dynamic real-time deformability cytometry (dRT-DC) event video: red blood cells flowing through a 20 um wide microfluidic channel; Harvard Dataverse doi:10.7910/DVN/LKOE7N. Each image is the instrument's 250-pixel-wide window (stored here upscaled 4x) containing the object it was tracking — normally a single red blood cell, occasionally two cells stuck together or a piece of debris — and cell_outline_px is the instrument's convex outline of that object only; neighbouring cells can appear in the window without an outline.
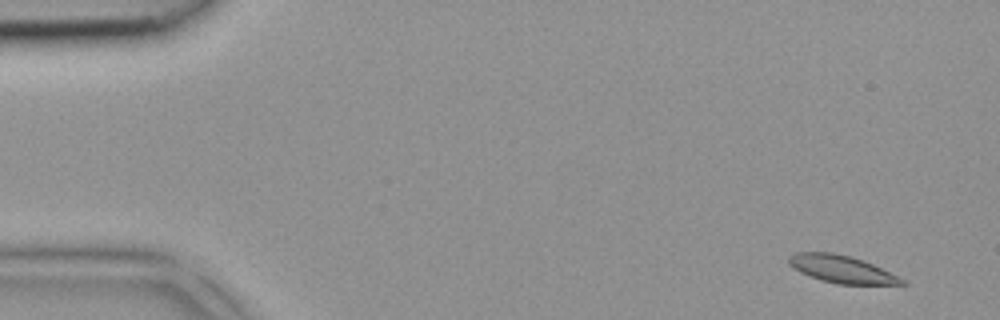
{"species": "common noctule bat (a hibernating species)", "species_latin": "Nyctalus noctula", "temperature_condition": "room temperature", "stored_images_in_passage": 4, "segment_of_instrument_passage": [1, 2], "camera_frame_rate_fps": 3000, "um_per_image_px": 0.085, "animal": {"sex": "female", "body_mass_g": 18.4}, "frame": {"image": 1, "passage_image": 1, "time_ms": 0.0, "image_size_px": [1000, 320], "cell_outline_px": [[908, 284], [836, 284], [820, 280], [800, 272], [792, 268], [788, 264], [788, 256], [796, 252], [832, 252], [864, 260], [908, 280]], "centroid_in_image_um": [71.54, 22.88], "position_along_channel_um": 13.5, "area_um2": 18.26}}